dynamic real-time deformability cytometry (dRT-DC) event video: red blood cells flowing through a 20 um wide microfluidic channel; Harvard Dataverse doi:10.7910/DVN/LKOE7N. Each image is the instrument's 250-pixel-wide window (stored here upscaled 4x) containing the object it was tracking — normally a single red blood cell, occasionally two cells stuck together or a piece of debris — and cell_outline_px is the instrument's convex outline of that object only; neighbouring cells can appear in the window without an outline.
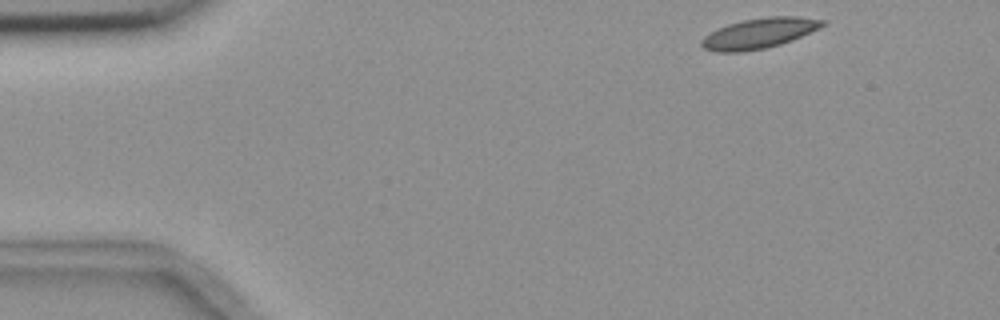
{"species": "common noctule bat (a hibernating species)", "species_latin": "Nyctalus noctula", "temperature_condition": "room temperature", "stored_images_in_passage": 3, "camera_frame_rate_fps": 3000, "um_per_image_px": 0.085, "animal": {"sex": "female", "body_mass_g": 18.4}, "frame": {"image": 1, "passage_image": 1, "time_ms": 0.0, "image_size_px": [1000, 320], "cell_outline_px": [[828, 24], [820, 28], [792, 40], [780, 44], [764, 48], [744, 52], [716, 52], [704, 48], [700, 44], [700, 40], [704, 36], [716, 28], [728, 24], [744, 20], [768, 16], [796, 16], [828, 20]], "centroid_in_image_um": [64.54, 2.82], "position_along_channel_um": 20.5, "area_um2": 21.56}}
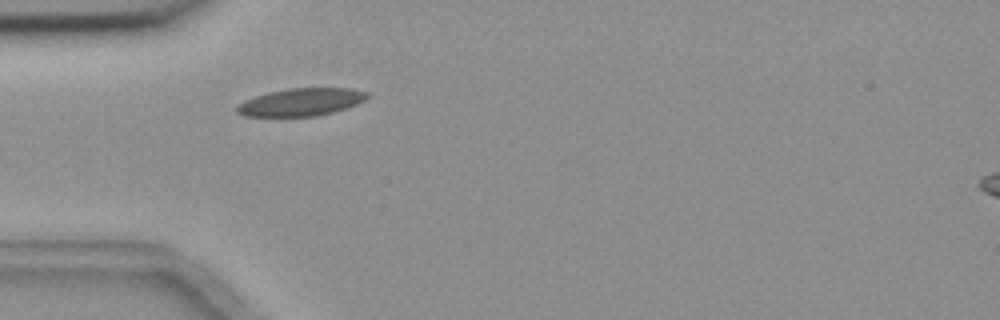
{"frame": {"image": 2, "passage_image": 3, "time_ms": 3.333, "image_size_px": [1000, 320], "cell_outline_px": [[368, 96], [364, 100], [356, 104], [332, 112], [316, 116], [244, 116], [236, 112], [236, 108], [244, 100], [268, 92], [288, 88], [352, 88], [368, 92]], "centroid_in_image_um": [25.58, 8.67], "position_along_channel_um": 59.4, "area_um2": 20.81}}